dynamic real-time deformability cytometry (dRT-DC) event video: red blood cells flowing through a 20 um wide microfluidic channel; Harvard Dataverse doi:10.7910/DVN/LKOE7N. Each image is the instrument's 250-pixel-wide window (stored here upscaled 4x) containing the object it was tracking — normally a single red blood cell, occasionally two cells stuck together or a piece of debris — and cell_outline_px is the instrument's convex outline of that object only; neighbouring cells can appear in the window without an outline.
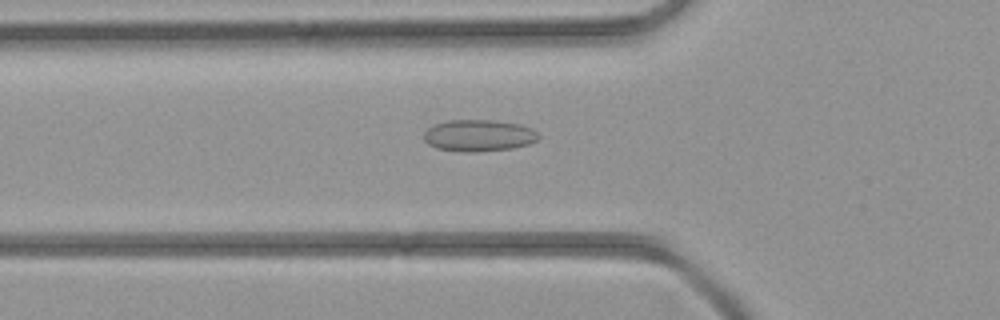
{"species": "common noctule bat (a hibernating species)", "species_latin": "Nyctalus noctula", "temperature_condition": "room temperature", "stored_images_in_passage": 26, "camera_frame_rate_fps": 3000, "um_per_image_px": 0.085, "animal": {"sex": "female", "body_mass_g": 21.9}, "frame": {"image": 1, "passage_image": 3, "time_ms": 0.667, "image_size_px": [1000, 320], "cell_outline_px": [[540, 136], [536, 140], [528, 144], [512, 148], [476, 152], [464, 152], [436, 148], [428, 144], [424, 140], [424, 132], [428, 128], [436, 124], [452, 120], [492, 120], [520, 124], [532, 128]], "centroid_in_image_um": [40.69, 11.52], "position_along_channel_um": 85.1, "area_um2": 21.1}}
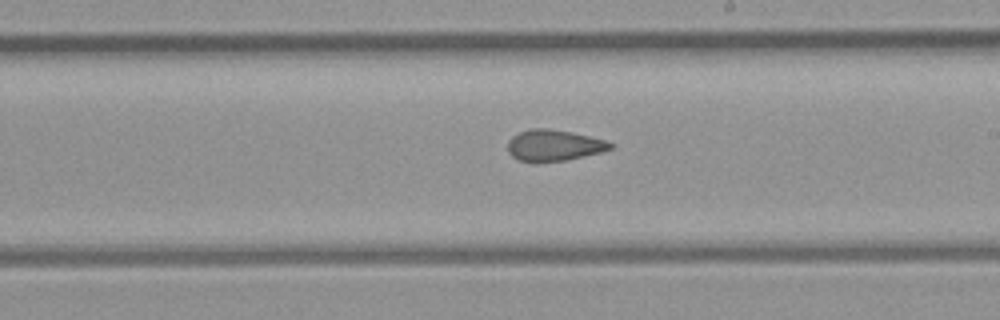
{"frame": {"image": 2, "passage_image": 13, "time_ms": 4.0, "image_size_px": [1000, 320], "cell_outline_px": [[616, 144], [612, 148], [600, 152], [564, 160], [520, 160], [512, 156], [508, 152], [508, 140], [512, 136], [520, 132], [532, 128], [544, 128], [572, 132], [604, 140]], "centroid_in_image_um": [47.08, 12.32], "position_along_channel_um": 241.9, "area_um2": 18.09}}
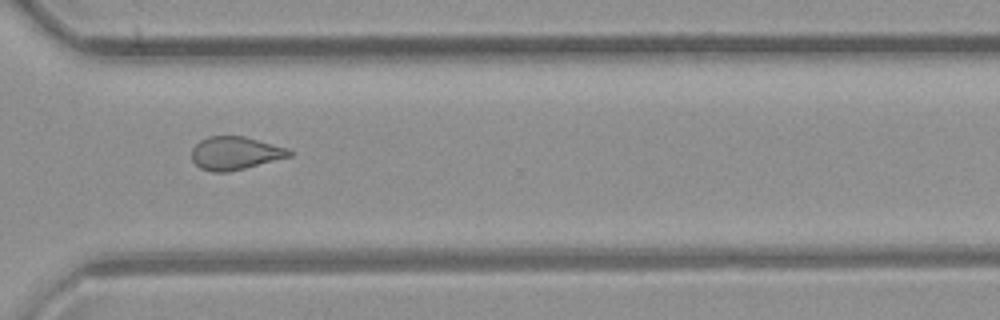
{"frame": {"image": 3, "passage_image": 20, "time_ms": 6.333, "image_size_px": [1000, 320], "cell_outline_px": [[292, 156], [228, 172], [212, 172], [200, 168], [192, 160], [192, 148], [200, 140], [208, 136], [244, 136], [288, 148], [292, 152]], "centroid_in_image_um": [19.98, 13.01], "position_along_channel_um": 350.6, "area_um2": 18.79}}